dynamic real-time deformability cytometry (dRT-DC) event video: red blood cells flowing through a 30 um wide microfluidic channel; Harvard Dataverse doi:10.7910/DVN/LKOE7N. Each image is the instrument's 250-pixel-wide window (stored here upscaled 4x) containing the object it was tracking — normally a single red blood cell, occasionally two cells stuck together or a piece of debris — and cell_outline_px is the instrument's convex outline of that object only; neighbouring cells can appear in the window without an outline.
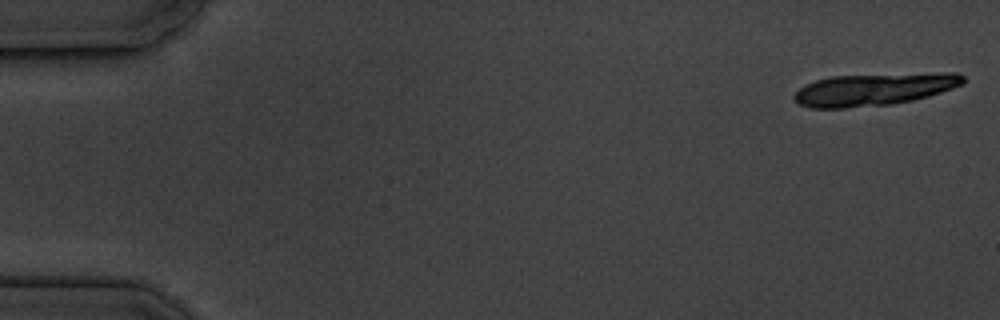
{"species": "common noctule bat (a hibernating species)", "species_latin": "Nyctalus noctula", "temperature_condition": "cold", "stored_images_in_passage": 5, "camera_frame_rate_fps": 3000, "um_per_image_px": 0.085, "animal": {"sex": "male", "body_mass_g": 19.5, "forearm_length_mm": 54.6}, "frame": {"image": 1, "passage_image": 1, "time_ms": 0.0, "image_size_px": [1000, 320], "cell_outline_px": [[964, 84], [928, 96], [912, 100], [892, 104], [844, 108], [808, 108], [800, 104], [792, 96], [800, 88], [816, 80], [832, 76], [940, 72], [956, 72], [964, 76]], "centroid_in_image_um": [74.33, 7.58], "position_along_channel_um": 10.7, "area_um2": 31.85}}